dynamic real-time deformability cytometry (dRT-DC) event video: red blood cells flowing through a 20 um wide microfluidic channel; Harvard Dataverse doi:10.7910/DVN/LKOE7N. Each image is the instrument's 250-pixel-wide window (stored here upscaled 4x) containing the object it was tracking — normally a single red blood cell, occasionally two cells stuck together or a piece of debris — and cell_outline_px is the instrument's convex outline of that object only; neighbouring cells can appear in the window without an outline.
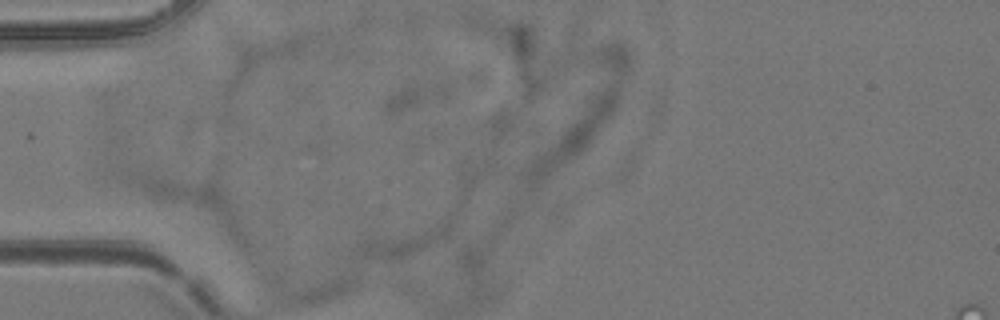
{"species": "common noctule bat (a hibernating species)", "species_latin": "Nyctalus noctula", "temperature_condition": "room temperature", "stored_images_in_passage": 3, "camera_frame_rate_fps": 3000, "um_per_image_px": 0.085, "animal": {"sex": "female", "body_mass_g": 24.6, "forearm_length_mm": 56.2}, "frame": {"image": 1, "passage_image": 2, "time_ms": 0.333, "image_size_px": [1000, 320], "cell_outline_px": [[456, 212], [448, 236], [400, 260], [384, 260], [360, 256], [352, 248], [364, 240], [452, 212]], "centroid_in_image_um": [34.54, 20.34], "position_along_channel_um": 50.5, "area_um2": 17.34}}